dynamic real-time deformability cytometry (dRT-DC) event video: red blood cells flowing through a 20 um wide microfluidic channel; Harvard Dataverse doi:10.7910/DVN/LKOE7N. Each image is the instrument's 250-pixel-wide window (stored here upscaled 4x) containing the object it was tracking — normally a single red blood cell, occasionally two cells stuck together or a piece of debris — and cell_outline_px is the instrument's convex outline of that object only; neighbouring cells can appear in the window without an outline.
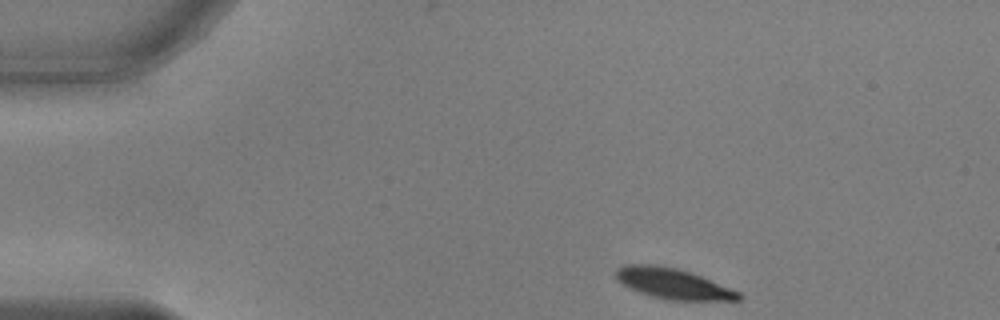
{"species": "common noctule bat (a hibernating species)", "species_latin": "Nyctalus noctula", "temperature_condition": "warm", "stored_images_in_passage": 46, "camera_frame_rate_fps": 3000, "um_per_image_px": 0.085, "animal": {"sex": "male", "body_mass_g": 17.9, "forearm_length_mm": 54.2}, "frame": {"image": 1, "passage_image": 1, "time_ms": 0.0, "image_size_px": [1000, 320], "cell_outline_px": [[744, 296], [740, 300], [668, 300], [652, 296], [628, 288], [616, 280], [616, 268], [624, 264], [652, 264], [676, 268], [692, 272], [740, 292]], "centroid_in_image_um": [57.19, 24.1], "position_along_channel_um": 27.8, "area_um2": 21.96}}
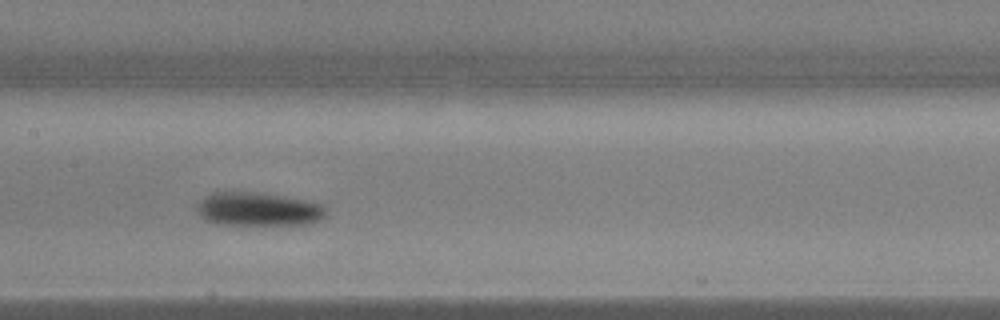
{"frame": {"image": 2, "passage_image": 19, "time_ms": 6.0, "image_size_px": [1000, 320], "cell_outline_px": [[328, 216], [312, 224], [264, 228], [220, 224], [204, 220], [200, 216], [196, 208], [196, 204], [204, 196], [212, 192], [256, 192], [304, 200], [320, 204], [328, 208]], "centroid_in_image_um": [21.99, 17.85], "position_along_channel_um": 185.4, "area_um2": 26.7}}
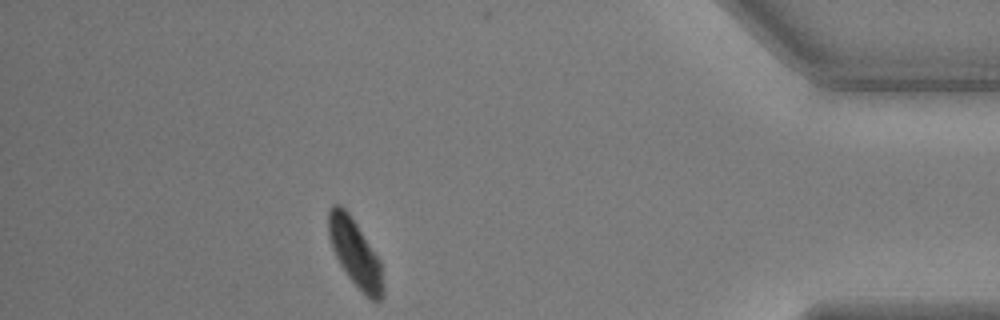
{"frame": {"image": 3, "passage_image": 40, "time_ms": 13.0, "image_size_px": [1000, 320], "cell_outline_px": [[384, 292], [380, 300], [372, 300], [348, 276], [340, 264], [332, 248], [328, 236], [328, 208], [332, 204], [340, 204], [348, 212], [380, 260], [384, 288]], "centroid_in_image_um": [30.16, 21.46], "position_along_channel_um": 405.0, "area_um2": 20.98}, "authors_computed_cell_mechanics": {"area_um2": 24.3338, "velocity_mm_per_s": 3.7518, "shape_relaxation_time_tau1_ms": 3.0002, "shape_relaxation_time_tau2_ms": 3.0738, "deformation_change_tau1": 0.1503, "deformation_change_tau2": 0.056}}